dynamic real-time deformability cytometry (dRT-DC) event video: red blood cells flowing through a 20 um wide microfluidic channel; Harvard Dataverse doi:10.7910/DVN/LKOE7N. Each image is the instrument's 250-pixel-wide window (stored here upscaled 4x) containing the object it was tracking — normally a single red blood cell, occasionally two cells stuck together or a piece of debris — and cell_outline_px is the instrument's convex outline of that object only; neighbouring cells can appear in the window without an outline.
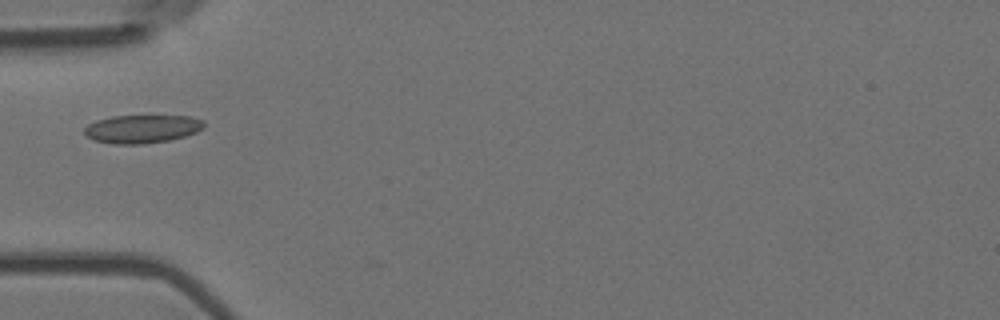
{"species": "Egyptian fruit bat (a non-hibernating species)", "species_latin": "Rousettus aegyptiacus", "temperature_condition": "room temperature", "stored_images_in_passage": 7, "camera_frame_rate_fps": 3000, "um_per_image_px": 0.085, "animal": {"sex": "female"}, "frame": {"image": 1, "passage_image": 1, "time_ms": 0.0, "image_size_px": [1000, 320], "cell_outline_px": [[204, 128], [196, 132], [184, 136], [168, 140], [140, 144], [112, 144], [92, 140], [84, 132], [84, 128], [88, 124], [96, 120], [112, 116], [188, 116], [204, 120]], "centroid_in_image_um": [12.05, 10.95], "position_along_channel_um": 72.9, "area_um2": 19.65}}
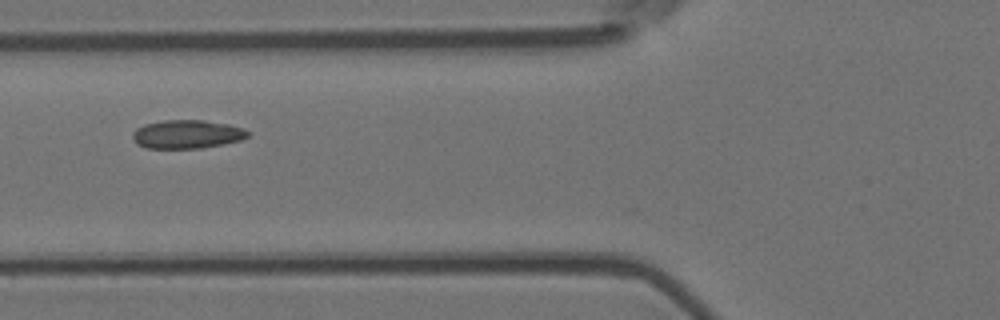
{"frame": {"image": 2, "passage_image": 4, "time_ms": 1.0, "image_size_px": [1000, 320], "cell_outline_px": [[248, 136], [240, 140], [200, 148], [148, 148], [136, 144], [132, 136], [132, 132], [136, 128], [144, 124], [164, 120], [204, 120], [228, 124], [244, 128], [248, 132]], "centroid_in_image_um": [15.86, 11.4], "position_along_channel_um": 109.9, "area_um2": 19.07}}